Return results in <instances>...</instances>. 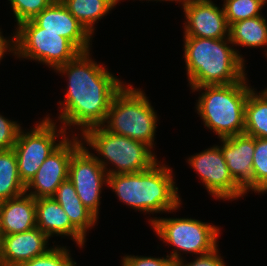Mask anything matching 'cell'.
Wrapping results in <instances>:
<instances>
[{"label":"cell","instance_id":"11","mask_svg":"<svg viewBox=\"0 0 267 266\" xmlns=\"http://www.w3.org/2000/svg\"><path fill=\"white\" fill-rule=\"evenodd\" d=\"M188 163L201 177L207 191L217 199L232 200L241 197L245 191L230 175L220 146H213L190 156Z\"/></svg>","mask_w":267,"mask_h":266},{"label":"cell","instance_id":"7","mask_svg":"<svg viewBox=\"0 0 267 266\" xmlns=\"http://www.w3.org/2000/svg\"><path fill=\"white\" fill-rule=\"evenodd\" d=\"M150 221L157 236L176 248L169 256L176 264L183 259L178 251L196 253L200 256L218 247L217 237L220 230L210 223L191 218L156 217Z\"/></svg>","mask_w":267,"mask_h":266},{"label":"cell","instance_id":"10","mask_svg":"<svg viewBox=\"0 0 267 266\" xmlns=\"http://www.w3.org/2000/svg\"><path fill=\"white\" fill-rule=\"evenodd\" d=\"M82 143L72 154L69 162L68 178L73 183L83 205L97 218L100 194L103 184H107V173Z\"/></svg>","mask_w":267,"mask_h":266},{"label":"cell","instance_id":"17","mask_svg":"<svg viewBox=\"0 0 267 266\" xmlns=\"http://www.w3.org/2000/svg\"><path fill=\"white\" fill-rule=\"evenodd\" d=\"M36 227L48 237L71 236L77 245L83 247L86 237L71 223L61 205L53 198L35 199Z\"/></svg>","mask_w":267,"mask_h":266},{"label":"cell","instance_id":"21","mask_svg":"<svg viewBox=\"0 0 267 266\" xmlns=\"http://www.w3.org/2000/svg\"><path fill=\"white\" fill-rule=\"evenodd\" d=\"M67 10L91 34L94 33V24L97 20L111 11L118 0H60Z\"/></svg>","mask_w":267,"mask_h":266},{"label":"cell","instance_id":"30","mask_svg":"<svg viewBox=\"0 0 267 266\" xmlns=\"http://www.w3.org/2000/svg\"><path fill=\"white\" fill-rule=\"evenodd\" d=\"M218 249H214L212 252L197 256V258L190 263L185 264L181 260L177 265L178 266H226L224 260L221 256L218 255Z\"/></svg>","mask_w":267,"mask_h":266},{"label":"cell","instance_id":"19","mask_svg":"<svg viewBox=\"0 0 267 266\" xmlns=\"http://www.w3.org/2000/svg\"><path fill=\"white\" fill-rule=\"evenodd\" d=\"M53 198L61 205L71 223L84 236H86L87 229L95 226L97 217L83 205L69 178L61 183Z\"/></svg>","mask_w":267,"mask_h":266},{"label":"cell","instance_id":"33","mask_svg":"<svg viewBox=\"0 0 267 266\" xmlns=\"http://www.w3.org/2000/svg\"><path fill=\"white\" fill-rule=\"evenodd\" d=\"M261 3H263L265 5V3H267V0H259Z\"/></svg>","mask_w":267,"mask_h":266},{"label":"cell","instance_id":"35","mask_svg":"<svg viewBox=\"0 0 267 266\" xmlns=\"http://www.w3.org/2000/svg\"><path fill=\"white\" fill-rule=\"evenodd\" d=\"M2 33L0 32V41L4 38V36L1 35Z\"/></svg>","mask_w":267,"mask_h":266},{"label":"cell","instance_id":"26","mask_svg":"<svg viewBox=\"0 0 267 266\" xmlns=\"http://www.w3.org/2000/svg\"><path fill=\"white\" fill-rule=\"evenodd\" d=\"M17 21V26L33 19L42 10L49 7L55 0H9Z\"/></svg>","mask_w":267,"mask_h":266},{"label":"cell","instance_id":"13","mask_svg":"<svg viewBox=\"0 0 267 266\" xmlns=\"http://www.w3.org/2000/svg\"><path fill=\"white\" fill-rule=\"evenodd\" d=\"M181 3L187 20L184 26V36L209 39L229 38L230 26L223 7L219 9L211 0Z\"/></svg>","mask_w":267,"mask_h":266},{"label":"cell","instance_id":"36","mask_svg":"<svg viewBox=\"0 0 267 266\" xmlns=\"http://www.w3.org/2000/svg\"><path fill=\"white\" fill-rule=\"evenodd\" d=\"M1 237H2V234H1V227H0V242H1Z\"/></svg>","mask_w":267,"mask_h":266},{"label":"cell","instance_id":"31","mask_svg":"<svg viewBox=\"0 0 267 266\" xmlns=\"http://www.w3.org/2000/svg\"><path fill=\"white\" fill-rule=\"evenodd\" d=\"M7 50L11 53H14V38H13V36H12L11 41L9 39L7 40V38H3L0 41V61L3 58V56L5 55L4 53L7 52Z\"/></svg>","mask_w":267,"mask_h":266},{"label":"cell","instance_id":"23","mask_svg":"<svg viewBox=\"0 0 267 266\" xmlns=\"http://www.w3.org/2000/svg\"><path fill=\"white\" fill-rule=\"evenodd\" d=\"M23 193H25V184L18 174L14 150L0 151V202Z\"/></svg>","mask_w":267,"mask_h":266},{"label":"cell","instance_id":"9","mask_svg":"<svg viewBox=\"0 0 267 266\" xmlns=\"http://www.w3.org/2000/svg\"><path fill=\"white\" fill-rule=\"evenodd\" d=\"M54 123L46 116L33 130L30 129L27 133L19 130L13 150L17 157L19 177L25 185L37 173L46 158L67 138L66 130L60 127L58 133ZM60 134L62 139L56 143V138Z\"/></svg>","mask_w":267,"mask_h":266},{"label":"cell","instance_id":"6","mask_svg":"<svg viewBox=\"0 0 267 266\" xmlns=\"http://www.w3.org/2000/svg\"><path fill=\"white\" fill-rule=\"evenodd\" d=\"M81 136L88 146L103 156L101 159L97 156L95 158L107 171V175L139 173L158 162L145 143L111 133L102 125L86 129ZM108 161L115 169H107Z\"/></svg>","mask_w":267,"mask_h":266},{"label":"cell","instance_id":"14","mask_svg":"<svg viewBox=\"0 0 267 266\" xmlns=\"http://www.w3.org/2000/svg\"><path fill=\"white\" fill-rule=\"evenodd\" d=\"M43 32L59 33L80 52L89 51L92 35L67 10L60 0H55L32 19Z\"/></svg>","mask_w":267,"mask_h":266},{"label":"cell","instance_id":"28","mask_svg":"<svg viewBox=\"0 0 267 266\" xmlns=\"http://www.w3.org/2000/svg\"><path fill=\"white\" fill-rule=\"evenodd\" d=\"M21 126L0 115V151L13 149Z\"/></svg>","mask_w":267,"mask_h":266},{"label":"cell","instance_id":"3","mask_svg":"<svg viewBox=\"0 0 267 266\" xmlns=\"http://www.w3.org/2000/svg\"><path fill=\"white\" fill-rule=\"evenodd\" d=\"M154 163L139 173L112 174L107 185L116 192L120 201L135 210L150 213L171 212L180 206L178 187L172 176V168Z\"/></svg>","mask_w":267,"mask_h":266},{"label":"cell","instance_id":"24","mask_svg":"<svg viewBox=\"0 0 267 266\" xmlns=\"http://www.w3.org/2000/svg\"><path fill=\"white\" fill-rule=\"evenodd\" d=\"M223 9L227 23L231 24L248 18L261 16L263 3L259 0H224Z\"/></svg>","mask_w":267,"mask_h":266},{"label":"cell","instance_id":"5","mask_svg":"<svg viewBox=\"0 0 267 266\" xmlns=\"http://www.w3.org/2000/svg\"><path fill=\"white\" fill-rule=\"evenodd\" d=\"M132 87L124 85L114 96L102 126L111 133L141 141L152 149L157 115L145 93Z\"/></svg>","mask_w":267,"mask_h":266},{"label":"cell","instance_id":"12","mask_svg":"<svg viewBox=\"0 0 267 266\" xmlns=\"http://www.w3.org/2000/svg\"><path fill=\"white\" fill-rule=\"evenodd\" d=\"M68 137L43 162L37 173L25 185V192L35 199L53 197L61 183L68 179L69 162L73 152L82 144L77 137ZM31 188V189H30ZM33 188V189H32ZM35 190V191H33Z\"/></svg>","mask_w":267,"mask_h":266},{"label":"cell","instance_id":"4","mask_svg":"<svg viewBox=\"0 0 267 266\" xmlns=\"http://www.w3.org/2000/svg\"><path fill=\"white\" fill-rule=\"evenodd\" d=\"M246 77L241 81L225 85L195 87L202 92L197 100V113L206 127L213 130L220 139L244 134L245 105L252 88Z\"/></svg>","mask_w":267,"mask_h":266},{"label":"cell","instance_id":"27","mask_svg":"<svg viewBox=\"0 0 267 266\" xmlns=\"http://www.w3.org/2000/svg\"><path fill=\"white\" fill-rule=\"evenodd\" d=\"M66 247H53L47 253L28 260L20 266H76Z\"/></svg>","mask_w":267,"mask_h":266},{"label":"cell","instance_id":"16","mask_svg":"<svg viewBox=\"0 0 267 266\" xmlns=\"http://www.w3.org/2000/svg\"><path fill=\"white\" fill-rule=\"evenodd\" d=\"M49 237L38 227L4 235L0 242V263L3 266H20L35 257L47 253ZM48 248V249H47Z\"/></svg>","mask_w":267,"mask_h":266},{"label":"cell","instance_id":"25","mask_svg":"<svg viewBox=\"0 0 267 266\" xmlns=\"http://www.w3.org/2000/svg\"><path fill=\"white\" fill-rule=\"evenodd\" d=\"M253 191L267 192V138H255Z\"/></svg>","mask_w":267,"mask_h":266},{"label":"cell","instance_id":"2","mask_svg":"<svg viewBox=\"0 0 267 266\" xmlns=\"http://www.w3.org/2000/svg\"><path fill=\"white\" fill-rule=\"evenodd\" d=\"M184 38L183 57L191 89L207 85L233 84L246 77L243 56L238 50L230 47V38Z\"/></svg>","mask_w":267,"mask_h":266},{"label":"cell","instance_id":"32","mask_svg":"<svg viewBox=\"0 0 267 266\" xmlns=\"http://www.w3.org/2000/svg\"><path fill=\"white\" fill-rule=\"evenodd\" d=\"M118 1H120V0H118ZM148 1H150V0H148ZM155 1H157V0H155ZM158 1H162V0H158ZM165 1H177L178 2L179 0H165Z\"/></svg>","mask_w":267,"mask_h":266},{"label":"cell","instance_id":"22","mask_svg":"<svg viewBox=\"0 0 267 266\" xmlns=\"http://www.w3.org/2000/svg\"><path fill=\"white\" fill-rule=\"evenodd\" d=\"M244 134L267 138V90L256 93L252 88L245 105Z\"/></svg>","mask_w":267,"mask_h":266},{"label":"cell","instance_id":"8","mask_svg":"<svg viewBox=\"0 0 267 266\" xmlns=\"http://www.w3.org/2000/svg\"><path fill=\"white\" fill-rule=\"evenodd\" d=\"M14 33V55L34 59L54 71L74 59L80 51L59 33L43 32L32 19L21 22Z\"/></svg>","mask_w":267,"mask_h":266},{"label":"cell","instance_id":"29","mask_svg":"<svg viewBox=\"0 0 267 266\" xmlns=\"http://www.w3.org/2000/svg\"><path fill=\"white\" fill-rule=\"evenodd\" d=\"M122 266H175L176 263L169 257L154 258L145 256H124L122 259Z\"/></svg>","mask_w":267,"mask_h":266},{"label":"cell","instance_id":"20","mask_svg":"<svg viewBox=\"0 0 267 266\" xmlns=\"http://www.w3.org/2000/svg\"><path fill=\"white\" fill-rule=\"evenodd\" d=\"M233 46L261 47L267 45V20L263 16L248 18L230 25Z\"/></svg>","mask_w":267,"mask_h":266},{"label":"cell","instance_id":"18","mask_svg":"<svg viewBox=\"0 0 267 266\" xmlns=\"http://www.w3.org/2000/svg\"><path fill=\"white\" fill-rule=\"evenodd\" d=\"M1 234L25 232L36 227L35 198L23 193L0 202Z\"/></svg>","mask_w":267,"mask_h":266},{"label":"cell","instance_id":"15","mask_svg":"<svg viewBox=\"0 0 267 266\" xmlns=\"http://www.w3.org/2000/svg\"><path fill=\"white\" fill-rule=\"evenodd\" d=\"M221 152L227 164L230 175L247 193L253 190V154L255 137L240 134L222 138Z\"/></svg>","mask_w":267,"mask_h":266},{"label":"cell","instance_id":"1","mask_svg":"<svg viewBox=\"0 0 267 266\" xmlns=\"http://www.w3.org/2000/svg\"><path fill=\"white\" fill-rule=\"evenodd\" d=\"M55 70L68 77L65 100L59 102L63 105L58 116L63 128L77 125L83 133L90 127L103 125L123 82L93 61L89 51L80 52Z\"/></svg>","mask_w":267,"mask_h":266},{"label":"cell","instance_id":"34","mask_svg":"<svg viewBox=\"0 0 267 266\" xmlns=\"http://www.w3.org/2000/svg\"><path fill=\"white\" fill-rule=\"evenodd\" d=\"M187 1H193V0H179V3L180 2H187Z\"/></svg>","mask_w":267,"mask_h":266}]
</instances>
